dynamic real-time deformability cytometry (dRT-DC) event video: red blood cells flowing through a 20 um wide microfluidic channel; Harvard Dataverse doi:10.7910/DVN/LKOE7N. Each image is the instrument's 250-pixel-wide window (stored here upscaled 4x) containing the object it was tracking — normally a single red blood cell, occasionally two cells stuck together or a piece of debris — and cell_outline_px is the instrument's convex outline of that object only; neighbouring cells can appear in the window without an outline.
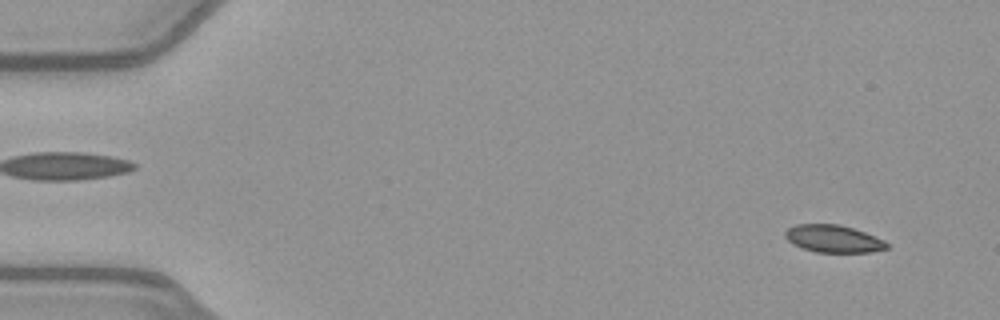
{"species": "common noctule bat (a hibernating species)", "species_latin": "Nyctalus noctula", "temperature_condition": "warm", "stored_images_in_passage": 49, "camera_frame_rate_fps": 3000, "um_per_image_px": 0.085, "animal": {"sex": "female", "body_mass_g": 21.9}, "frame": {"image": 1, "passage_image": 1, "time_ms": 0.0, "image_size_px": [1000, 320], "cell_outline_px": [[888, 248], [868, 252], [816, 252], [804, 248], [788, 240], [784, 236], [784, 232], [788, 228], [796, 224], [840, 224], [864, 232], [884, 240], [888, 244]], "centroid_in_image_um": [70.83, 20.28], "position_along_channel_um": 14.2, "area_um2": 16.01}}
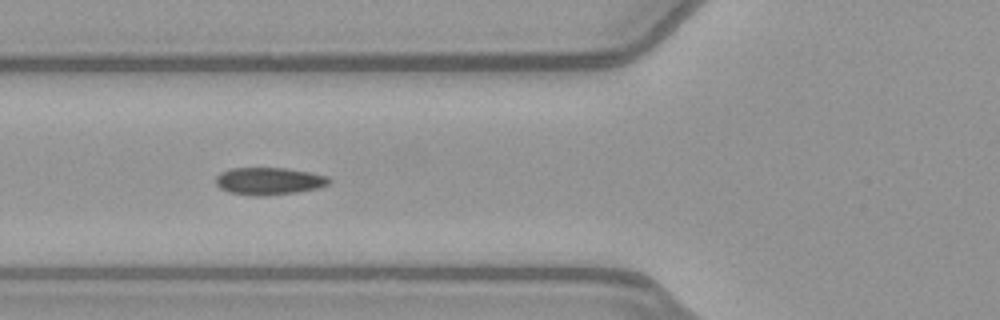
{"frame": {"image": 2, "passage_image": 17, "time_ms": 5.333, "image_size_px": [1000, 320], "cell_outline_px": [[332, 180], [328, 184], [316, 188], [296, 192], [264, 196], [256, 196], [228, 192], [220, 188], [216, 184], [216, 176], [220, 172], [232, 168], [284, 168], [308, 172], [328, 176]], "centroid_in_image_um": [22.84, 15.39], "position_along_channel_um": 103.0, "area_um2": 17.98}}
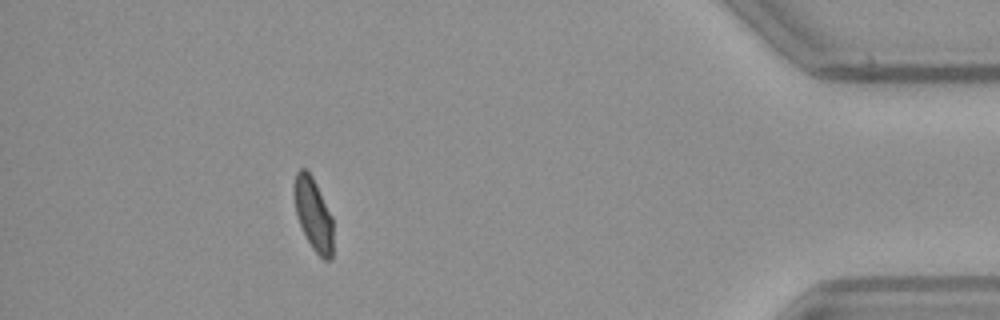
{"frame": {"image": 3, "passage_image": 44, "time_ms": 14.333, "image_size_px": [1000, 320], "cell_outline_px": [[332, 260], [324, 260], [312, 248], [296, 216], [292, 192], [292, 188], [296, 172], [300, 168], [304, 168], [312, 176], [332, 216]], "centroid_in_image_um": [26.6, 18.17], "position_along_channel_um": 408.6, "area_um2": 16.53}, "authors_computed_cell_mechanics": {"area_um2": 17.5134, "velocity_mm_per_s": 3.9967, "shape_relaxation_time_tau1_ms": 2.7653, "shape_relaxation_time_tau2_ms": 0.864, "deformation_change_tau1": 0.1138, "deformation_change_tau2": 0.0541}}